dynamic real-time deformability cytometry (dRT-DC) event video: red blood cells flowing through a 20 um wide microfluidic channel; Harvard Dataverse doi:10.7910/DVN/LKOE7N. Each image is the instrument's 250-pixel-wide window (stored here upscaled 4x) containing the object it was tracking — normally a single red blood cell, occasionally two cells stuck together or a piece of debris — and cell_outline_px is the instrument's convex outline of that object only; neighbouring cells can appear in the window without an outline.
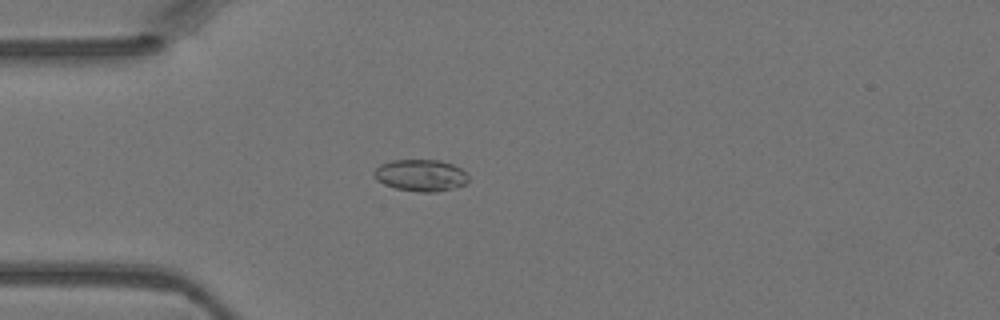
{"species": "Egyptian fruit bat (a non-hibernating species)", "species_latin": "Rousettus aegyptiacus", "temperature_condition": "warm", "stored_images_in_passage": 3, "camera_frame_rate_fps": 3000, "um_per_image_px": 0.085, "animal": {"sex": "female"}, "frame": {"image": 1, "passage_image": 3, "time_ms": 0.667, "image_size_px": [1000, 320], "cell_outline_px": [[468, 180], [464, 184], [456, 188], [436, 192], [420, 192], [396, 188], [384, 184], [376, 180], [372, 176], [372, 172], [380, 164], [392, 160], [440, 160], [452, 164], [468, 172]], "centroid_in_image_um": [35.75, 14.9], "position_along_channel_um": 49.2, "area_um2": 17.69}}